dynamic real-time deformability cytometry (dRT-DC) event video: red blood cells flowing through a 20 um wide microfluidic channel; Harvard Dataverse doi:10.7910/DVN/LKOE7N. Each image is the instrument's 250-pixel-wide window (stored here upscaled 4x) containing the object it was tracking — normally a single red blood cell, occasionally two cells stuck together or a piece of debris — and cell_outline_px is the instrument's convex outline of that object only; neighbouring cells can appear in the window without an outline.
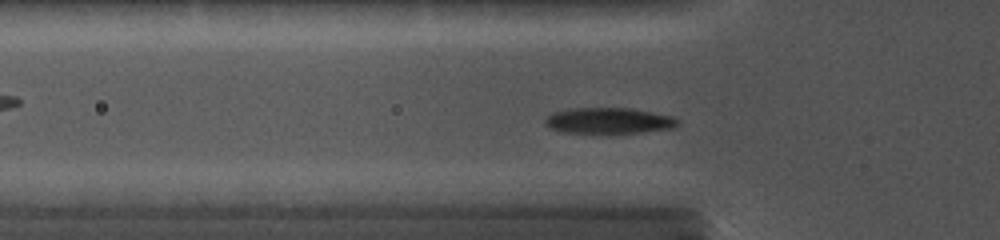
{"species": "common noctule bat (a hibernating species)", "species_latin": "Nyctalus noctula", "temperature_condition": "cold", "stored_images_in_passage": 54, "camera_frame_rate_fps": 5000, "um_per_image_px": 0.085, "animal": {"sex": "female", "body_mass_g": 19.0, "forearm_length_mm": 56.7}, "frame": {"image": 1, "passage_image": 19, "time_ms": 4.6, "image_size_px": [1000, 240], "cell_outline_px": [[680, 124], [676, 128], [640, 132], [564, 132], [548, 128], [544, 120], [552, 112], [572, 108], [632, 108], [676, 116], [680, 120]], "centroid_in_image_um": [51.82, 10.24], "position_along_channel_um": 74.0, "area_um2": 20.11}}
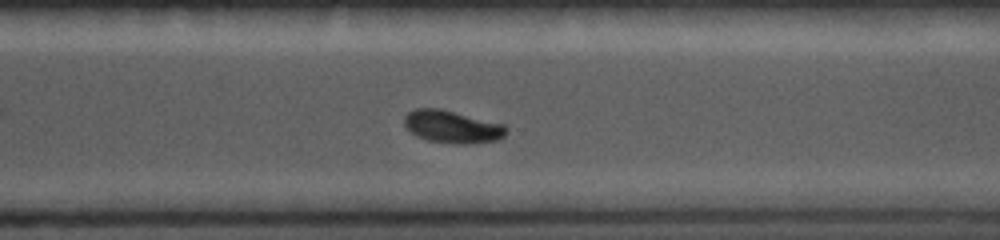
{"frame": {"image": 2, "passage_image": 39, "time_ms": 11.0, "image_size_px": [1000, 240], "cell_outline_px": [[508, 132], [504, 136], [496, 140], [468, 144], [456, 144], [428, 140], [416, 136], [404, 124], [404, 116], [408, 112], [416, 108], [440, 108], [504, 124], [508, 128]], "centroid_in_image_um": [38.45, 10.77], "position_along_channel_um": 332.1, "area_um2": 19.36}}
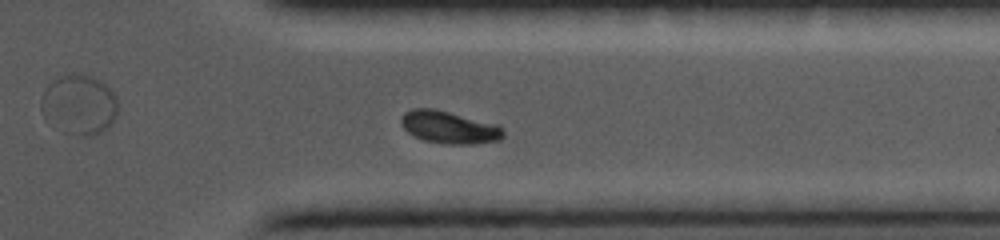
{"frame": {"image": 3, "passage_image": 43, "time_ms": 12.0, "image_size_px": [1000, 240], "cell_outline_px": [[504, 136], [500, 140], [472, 144], [444, 144], [424, 140], [408, 132], [400, 124], [400, 120], [404, 112], [412, 108], [436, 108], [500, 124], [504, 132]], "centroid_in_image_um": [38.21, 10.8], "position_along_channel_um": 373.2, "area_um2": 19.71}}